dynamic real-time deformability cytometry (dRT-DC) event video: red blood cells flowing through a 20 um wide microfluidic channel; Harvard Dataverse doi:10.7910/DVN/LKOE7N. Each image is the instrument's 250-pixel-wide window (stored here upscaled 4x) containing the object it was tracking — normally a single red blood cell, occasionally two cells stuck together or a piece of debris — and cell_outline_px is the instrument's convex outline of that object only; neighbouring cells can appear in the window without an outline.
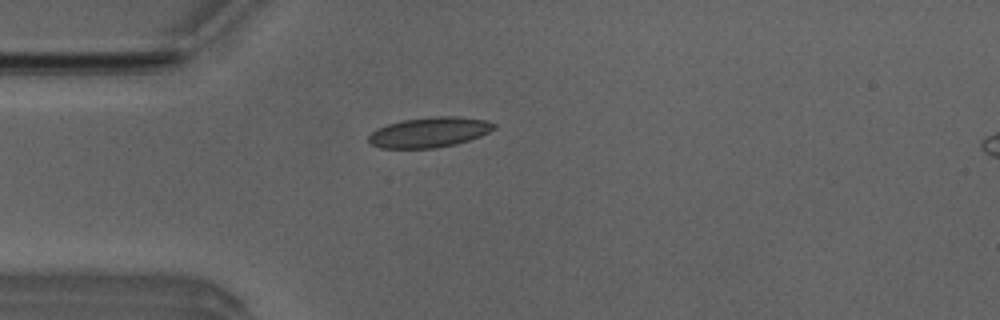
{"species": "Egyptian fruit bat (a non-hibernating species)", "species_latin": "Rousettus aegyptiacus", "temperature_condition": "room temperature", "stored_images_in_passage": 4, "camera_frame_rate_fps": 3000, "um_per_image_px": 0.085, "animal": {"sex": "male"}, "frame": {"image": 1, "passage_image": 4, "time_ms": 1.0, "image_size_px": [1000, 320], "cell_outline_px": [[496, 128], [480, 136], [456, 144], [436, 148], [380, 148], [368, 144], [368, 136], [376, 128], [388, 124], [404, 120], [432, 116], [456, 116], [484, 120], [496, 124]], "centroid_in_image_um": [36.46, 11.25], "position_along_channel_um": 48.5, "area_um2": 22.08}}